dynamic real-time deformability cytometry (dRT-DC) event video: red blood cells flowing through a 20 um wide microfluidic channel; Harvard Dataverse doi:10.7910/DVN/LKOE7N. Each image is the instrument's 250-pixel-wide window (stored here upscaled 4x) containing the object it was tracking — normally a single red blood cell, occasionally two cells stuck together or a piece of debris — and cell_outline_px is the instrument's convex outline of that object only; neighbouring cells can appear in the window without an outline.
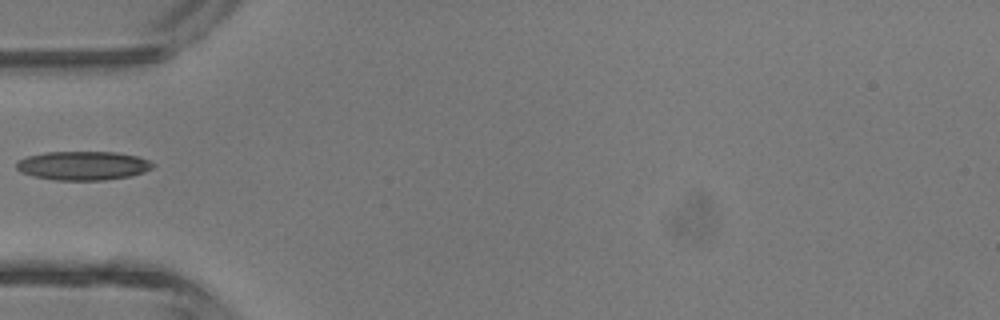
{"species": "common noctule bat (a hibernating species)", "species_latin": "Nyctalus noctula", "temperature_condition": "room temperature", "stored_images_in_passage": 2, "camera_frame_rate_fps": 3000, "um_per_image_px": 0.085, "animal": {"sex": "male", "body_mass_g": 13.3}, "frame": {"image": 1, "passage_image": 2, "time_ms": 1.0, "image_size_px": [1000, 320], "cell_outline_px": [[156, 164], [152, 168], [144, 172], [132, 176], [104, 180], [56, 180], [32, 176], [20, 172], [16, 168], [16, 160], [28, 156], [44, 152], [116, 152], [136, 156], [148, 160]], "centroid_in_image_um": [7.04, 14.08], "position_along_channel_um": 78.0, "area_um2": 23.12}}